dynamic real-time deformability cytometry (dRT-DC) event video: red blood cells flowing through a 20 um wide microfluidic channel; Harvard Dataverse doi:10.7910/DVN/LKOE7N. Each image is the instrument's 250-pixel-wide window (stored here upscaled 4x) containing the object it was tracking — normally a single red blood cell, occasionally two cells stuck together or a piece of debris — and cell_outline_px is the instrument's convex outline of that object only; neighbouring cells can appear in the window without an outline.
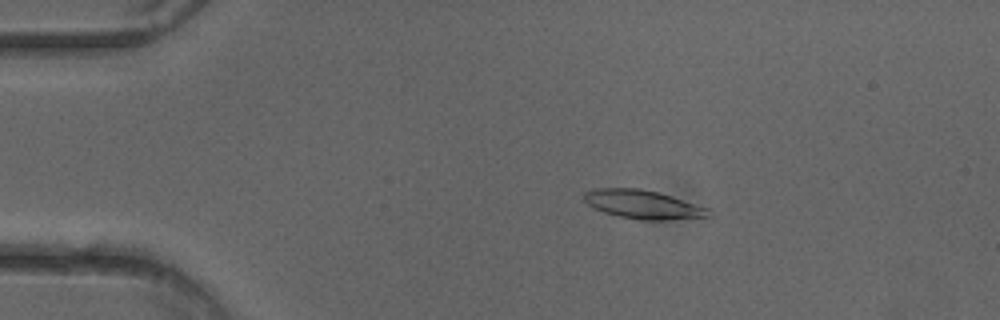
{"species": "common noctule bat (a hibernating species)", "species_latin": "Nyctalus noctula", "temperature_condition": "cold", "stored_images_in_passage": 47, "camera_frame_rate_fps": 3000, "um_per_image_px": 0.085, "animal": {"sex": "female"}, "frame": {"image": 1, "passage_image": 5, "time_ms": 1.333, "image_size_px": [1000, 320], "cell_outline_px": [[712, 216], [660, 220], [648, 220], [620, 216], [604, 212], [592, 208], [584, 200], [584, 192], [596, 188], [640, 188], [660, 192], [708, 208], [712, 212]], "centroid_in_image_um": [54.65, 17.36], "position_along_channel_um": 30.4, "area_um2": 20.69}}
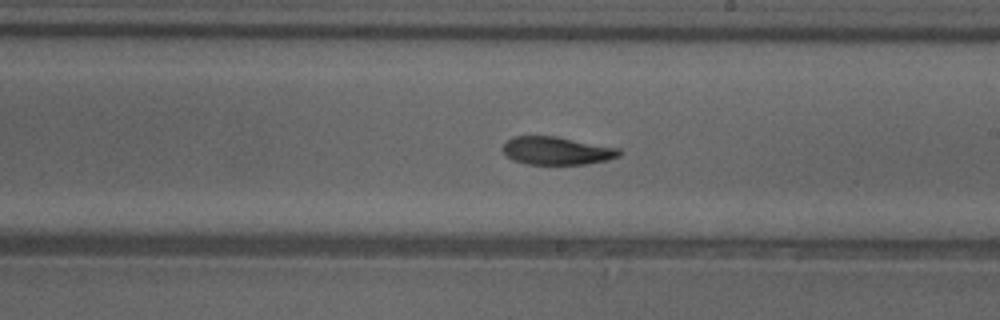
{"frame": {"image": 2, "passage_image": 25, "time_ms": 8.0, "image_size_px": [1000, 320], "cell_outline_px": [[620, 156], [608, 160], [584, 164], [528, 164], [512, 160], [504, 152], [504, 144], [512, 136], [556, 136], [620, 148]], "centroid_in_image_um": [47.35, 12.81], "position_along_channel_um": 241.7, "area_um2": 18.9}}
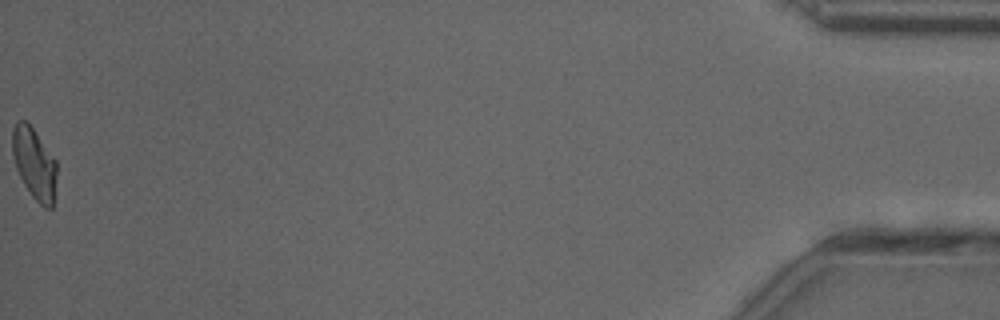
{"frame": {"image": 3, "passage_image": 47, "time_ms": 15.333, "image_size_px": [1000, 320], "cell_outline_px": [[56, 176], [52, 208], [44, 208], [32, 196], [24, 184], [16, 168], [12, 152], [12, 128], [16, 120], [24, 120], [32, 128], [56, 160]], "centroid_in_image_um": [2.9, 13.89], "position_along_channel_um": 432.3, "area_um2": 18.21}, "authors_computed_cell_mechanics": {"area_um2": 19.4786, "velocity_mm_per_s": 4.0154, "shape_relaxation_time_tau1_ms": 4.9495, "shape_relaxation_time_tau2_ms": 3.2684, "deformation_change_tau1": 0.1701, "deformation_change_tau2": 0.0968}}